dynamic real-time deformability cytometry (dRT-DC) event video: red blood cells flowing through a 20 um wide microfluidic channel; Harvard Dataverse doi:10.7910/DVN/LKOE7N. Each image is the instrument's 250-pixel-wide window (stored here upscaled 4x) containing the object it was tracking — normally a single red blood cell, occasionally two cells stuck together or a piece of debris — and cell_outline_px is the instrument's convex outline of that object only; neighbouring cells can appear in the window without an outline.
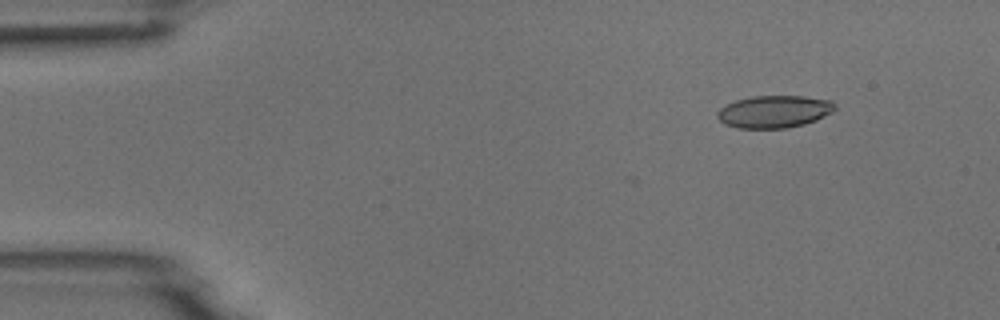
{"species": "common noctule bat (a hibernating species)", "species_latin": "Nyctalus noctula", "temperature_condition": "room temperature", "stored_images_in_passage": 6, "segment_of_instrument_passage": [2, 2], "camera_frame_rate_fps": 3000, "um_per_image_px": 0.085, "animal": {"sex": "male", "body_mass_g": 18.8}, "frame": {"image": 1, "passage_image": 6, "time_ms": 5.667, "image_size_px": [1000, 320], "cell_outline_px": [[836, 108], [832, 112], [816, 120], [804, 124], [788, 128], [736, 128], [724, 124], [716, 116], [716, 112], [720, 108], [736, 100], [752, 96], [804, 96], [832, 100], [836, 104]], "centroid_in_image_um": [65.81, 9.48], "position_along_channel_um": 19.2, "area_um2": 22.31}}